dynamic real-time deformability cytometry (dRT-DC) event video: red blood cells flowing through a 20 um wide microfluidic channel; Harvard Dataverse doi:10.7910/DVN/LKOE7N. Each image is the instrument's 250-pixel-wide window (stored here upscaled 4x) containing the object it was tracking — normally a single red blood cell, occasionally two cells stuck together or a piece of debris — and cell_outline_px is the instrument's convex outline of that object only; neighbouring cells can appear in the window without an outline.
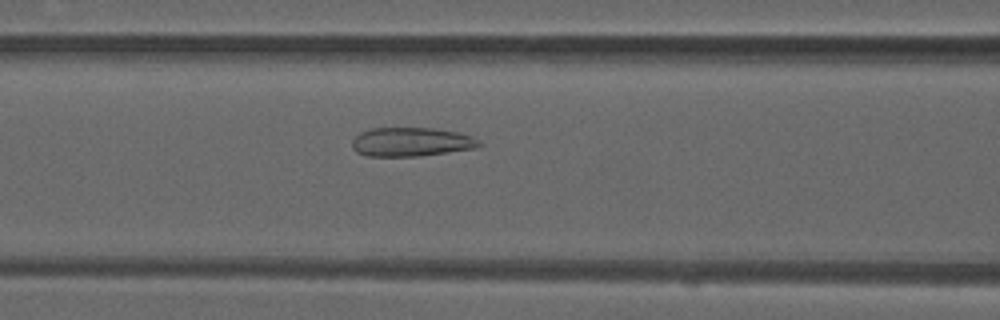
{"species": "common noctule bat (a hibernating species)", "species_latin": "Nyctalus noctula", "temperature_condition": "warm", "stored_images_in_passage": 50, "camera_frame_rate_fps": 3000, "um_per_image_px": 0.085, "animal": {"sex": "male", "forearm_length_mm": 52.5}, "frame": {"image": 1, "passage_image": 21, "time_ms": 6.667, "image_size_px": [1000, 320], "cell_outline_px": [[484, 144], [476, 148], [420, 156], [368, 156], [356, 152], [352, 148], [352, 140], [360, 132], [372, 128], [432, 128], [460, 132], [472, 136], [480, 140]], "centroid_in_image_um": [34.99, 12.06], "position_along_channel_um": 131.6, "area_um2": 21.62}}
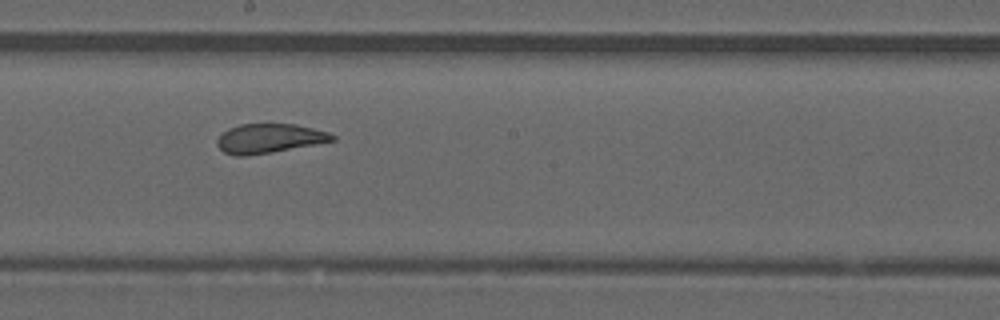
{"frame": {"image": 2, "passage_image": 28, "time_ms": 9.0, "image_size_px": [1000, 320], "cell_outline_px": [[336, 140], [316, 144], [272, 152], [244, 156], [236, 156], [224, 152], [216, 144], [216, 140], [228, 128], [240, 124], [296, 124], [328, 132], [336, 136]], "centroid_in_image_um": [22.88, 11.76], "position_along_channel_um": 225.3, "area_um2": 19.59}}
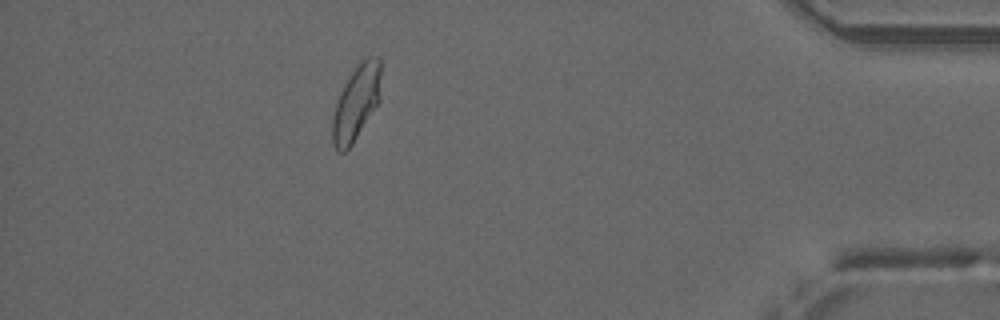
{"frame": {"image": 3, "passage_image": 45, "time_ms": 14.667, "image_size_px": [1000, 320], "cell_outline_px": [[380, 100], [352, 144], [344, 152], [336, 152], [332, 144], [332, 116], [340, 92], [344, 84], [360, 60], [368, 56], [380, 56]], "centroid_in_image_um": [30.27, 8.73], "position_along_channel_um": 404.9, "area_um2": 21.21}, "authors_computed_cell_mechanics": {"area_um2": 21.9062, "velocity_mm_per_s": 4.029, "shape_relaxation_time_tau1_ms": null, "shape_relaxation_time_tau2_ms": 0.8203, "deformation_change_tau1": null, "deformation_change_tau2": 0.0778}}